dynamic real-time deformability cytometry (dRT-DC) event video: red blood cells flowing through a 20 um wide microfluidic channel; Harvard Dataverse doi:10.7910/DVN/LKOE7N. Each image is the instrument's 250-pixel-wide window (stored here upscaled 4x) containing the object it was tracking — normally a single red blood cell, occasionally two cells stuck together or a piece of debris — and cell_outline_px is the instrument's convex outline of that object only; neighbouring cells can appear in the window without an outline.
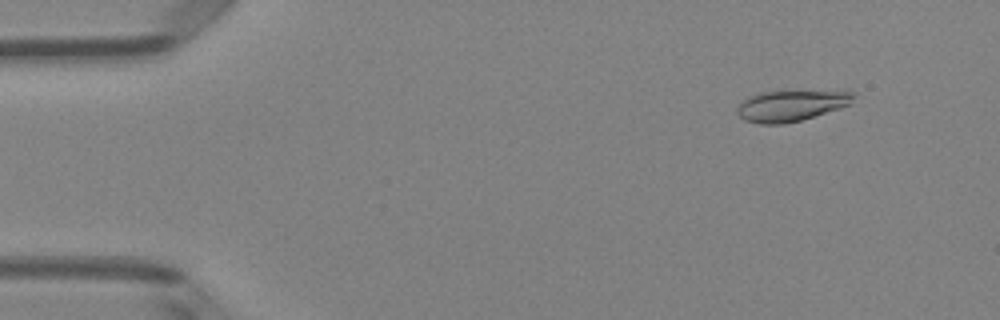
{"species": "Egyptian fruit bat (a non-hibernating species)", "species_latin": "Rousettus aegyptiacus", "temperature_condition": "room temperature", "stored_images_in_passage": 50, "camera_frame_rate_fps": 3000, "um_per_image_px": 0.085, "animal": {"sex": "female"}, "frame": {"image": 1, "passage_image": 5, "time_ms": 1.333, "image_size_px": [1000, 320], "cell_outline_px": [[856, 96], [852, 104], [840, 108], [800, 120], [784, 124], [760, 124], [744, 120], [736, 112], [736, 108], [748, 96], [760, 92], [780, 88], [856, 92]], "centroid_in_image_um": [67.26, 8.92], "position_along_channel_um": 17.7, "area_um2": 22.02}}
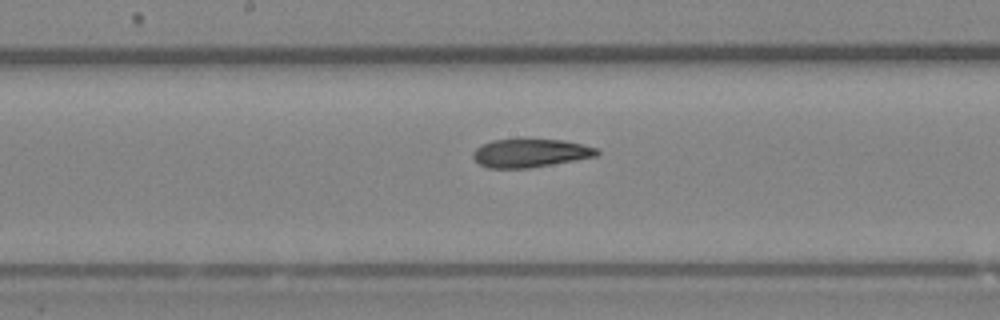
{"frame": {"image": 2, "passage_image": 26, "time_ms": 8.333, "image_size_px": [1000, 320], "cell_outline_px": [[600, 152], [596, 156], [576, 160], [528, 168], [488, 168], [480, 164], [472, 156], [472, 152], [480, 144], [492, 140], [564, 140], [596, 148]], "centroid_in_image_um": [45.04, 13.02], "position_along_channel_um": 203.2, "area_um2": 20.23}}
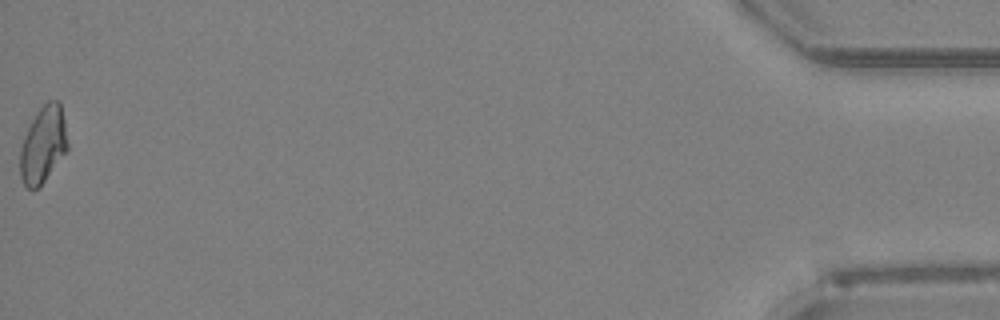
{"frame": {"image": 3, "passage_image": 50, "time_ms": 16.333, "image_size_px": [1000, 320], "cell_outline_px": [[68, 148], [44, 180], [36, 188], [28, 188], [24, 184], [20, 176], [20, 148], [24, 136], [36, 112], [48, 100], [56, 100], [60, 104], [64, 120], [68, 144]], "centroid_in_image_um": [3.65, 12.27], "position_along_channel_um": 431.5, "area_um2": 20.69}, "authors_computed_cell_mechanics": {"area_um2": 21.2993, "velocity_mm_per_s": 4.0754, "shape_relaxation_time_tau1_ms": null, "shape_relaxation_time_tau2_ms": 4.5223, "deformation_change_tau1": null, "deformation_change_tau2": 0.1115}}